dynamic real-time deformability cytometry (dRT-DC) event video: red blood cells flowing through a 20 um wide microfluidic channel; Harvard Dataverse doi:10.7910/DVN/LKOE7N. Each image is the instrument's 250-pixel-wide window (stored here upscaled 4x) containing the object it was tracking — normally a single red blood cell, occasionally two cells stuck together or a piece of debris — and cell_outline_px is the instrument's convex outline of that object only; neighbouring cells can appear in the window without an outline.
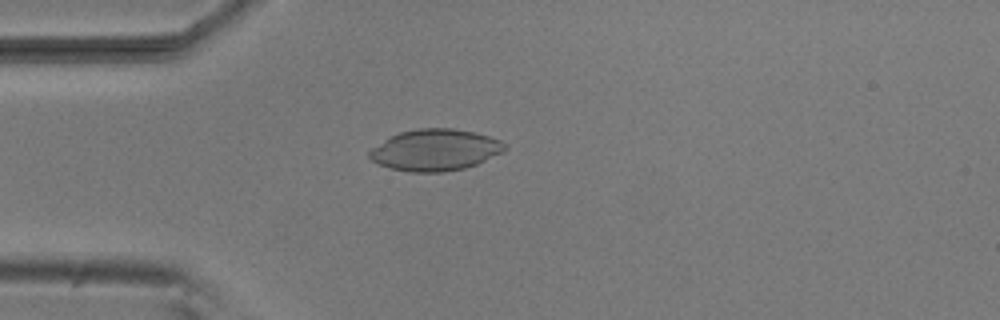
{"species": "common noctule bat (a hibernating species)", "species_latin": "Nyctalus noctula", "temperature_condition": "room temperature", "stored_images_in_passage": 46, "camera_frame_rate_fps": 3000, "um_per_image_px": 0.085, "animal": {"sex": "male", "body_mass_g": 20.5, "forearm_length_mm": 52.5}, "frame": {"image": 1, "passage_image": 7, "time_ms": 2.0, "image_size_px": [1000, 320], "cell_outline_px": [[508, 148], [504, 152], [476, 164], [464, 168], [440, 172], [408, 172], [392, 168], [380, 164], [372, 160], [368, 156], [368, 152], [372, 148], [384, 140], [400, 132], [420, 128], [452, 128], [472, 132], [488, 136], [500, 140], [508, 144]], "centroid_in_image_um": [37.02, 12.75], "position_along_channel_um": 48.0, "area_um2": 32.54}}
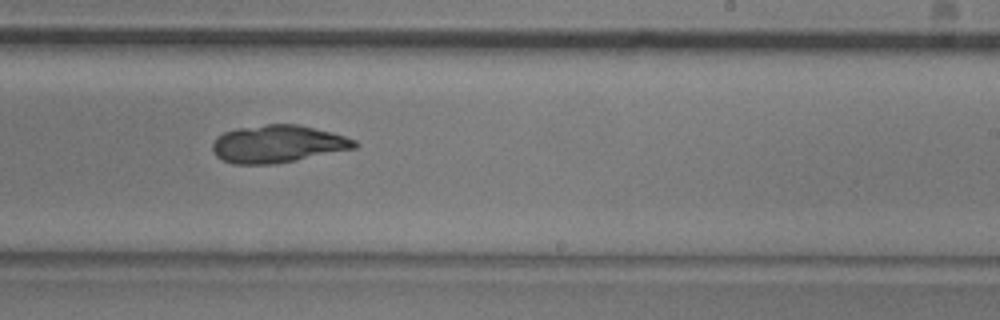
{"frame": {"image": 2, "passage_image": 25, "time_ms": 8.0, "image_size_px": [1000, 320], "cell_outline_px": [[360, 144], [356, 148], [276, 164], [232, 164], [220, 160], [216, 156], [212, 148], [212, 144], [216, 136], [224, 132], [236, 128], [264, 124], [296, 124], [332, 132], [356, 140]], "centroid_in_image_um": [23.58, 12.24], "position_along_channel_um": 265.4, "area_um2": 31.33}}
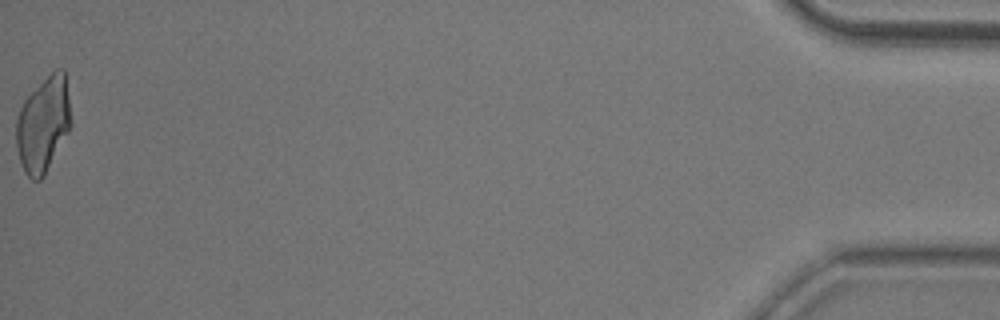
{"frame": {"image": 3, "passage_image": 46, "time_ms": 15.0, "image_size_px": [1000, 320], "cell_outline_px": [[72, 124], [68, 132], [44, 176], [40, 180], [32, 180], [24, 172], [20, 160], [16, 144], [16, 120], [20, 108], [24, 100], [56, 68], [64, 68], [72, 120]], "centroid_in_image_um": [3.68, 10.58], "position_along_channel_um": 431.5, "area_um2": 30.23}}